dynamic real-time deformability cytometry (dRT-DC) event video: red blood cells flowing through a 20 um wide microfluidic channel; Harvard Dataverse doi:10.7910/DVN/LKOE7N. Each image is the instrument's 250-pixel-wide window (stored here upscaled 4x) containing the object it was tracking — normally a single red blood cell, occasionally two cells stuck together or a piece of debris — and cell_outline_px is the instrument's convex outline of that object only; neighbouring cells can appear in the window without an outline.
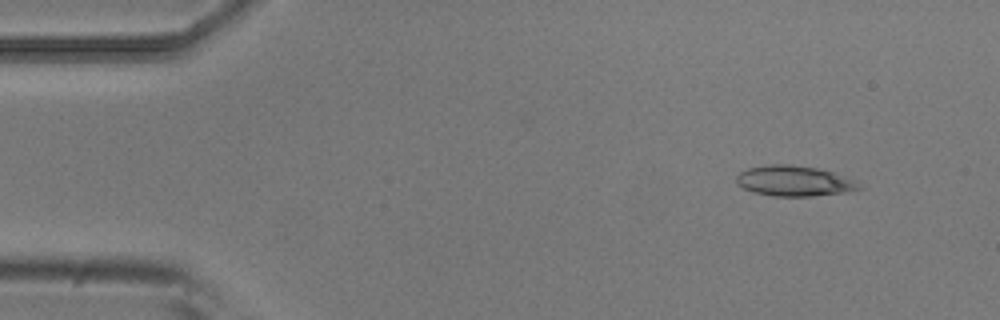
{"species": "common noctule bat (a hibernating species)", "species_latin": "Nyctalus noctula", "temperature_condition": "room temperature", "stored_images_in_passage": 4, "camera_frame_rate_fps": 3000, "um_per_image_px": 0.085, "animal": {"sex": "male", "body_mass_g": 20.5, "forearm_length_mm": 52.5}, "frame": {"image": 1, "passage_image": 1, "time_ms": 0.0, "image_size_px": [1000, 320], "cell_outline_px": [[864, 188], [844, 192], [812, 196], [772, 196], [752, 192], [744, 188], [736, 180], [736, 176], [740, 172], [748, 168], [772, 164], [792, 164], [816, 168], [848, 176], [856, 180]], "centroid_in_image_um": [67.54, 15.38], "position_along_channel_um": 17.5, "area_um2": 21.79}}
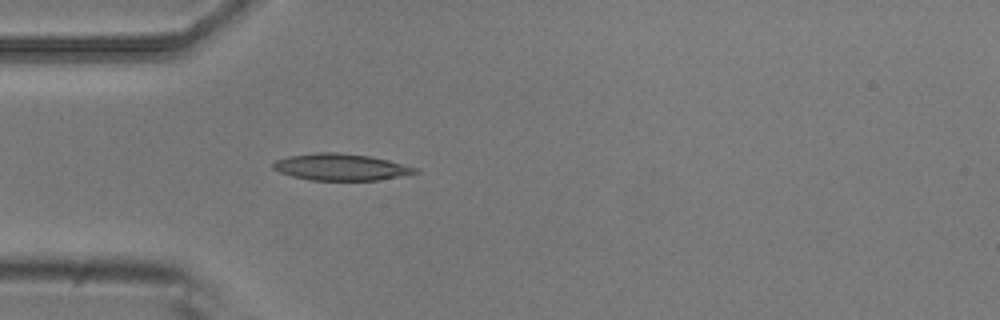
{"frame": {"image": 2, "passage_image": 4, "time_ms": 1.0, "image_size_px": [1000, 320], "cell_outline_px": [[420, 172], [380, 180], [308, 180], [292, 176], [280, 172], [272, 168], [272, 164], [276, 160], [288, 156], [316, 152], [340, 152], [372, 156], [388, 160], [416, 168]], "centroid_in_image_um": [28.95, 14.19], "position_along_channel_um": 56.1, "area_um2": 22.14}}